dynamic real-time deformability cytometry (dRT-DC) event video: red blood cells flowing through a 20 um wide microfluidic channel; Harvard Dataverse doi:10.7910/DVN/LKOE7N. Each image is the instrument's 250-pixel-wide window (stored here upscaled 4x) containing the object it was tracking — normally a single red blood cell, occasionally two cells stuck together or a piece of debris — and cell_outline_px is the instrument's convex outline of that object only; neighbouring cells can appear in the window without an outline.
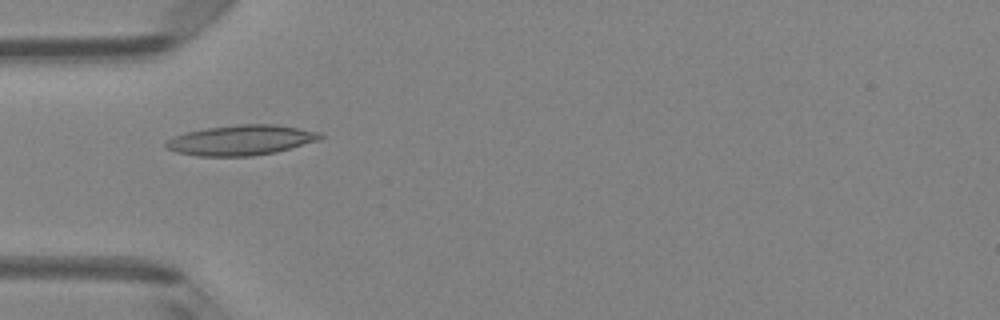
{"species": "Egyptian fruit bat (a non-hibernating species)", "species_latin": "Rousettus aegyptiacus", "temperature_condition": "room temperature", "stored_images_in_passage": 7, "camera_frame_rate_fps": 3000, "um_per_image_px": 0.085, "animal": {"sex": "female"}, "frame": {"image": 1, "passage_image": 5, "time_ms": 4.667, "image_size_px": [1000, 320], "cell_outline_px": [[324, 136], [320, 140], [276, 152], [252, 156], [196, 156], [176, 152], [164, 148], [164, 144], [168, 140], [176, 136], [188, 132], [204, 128], [236, 124], [276, 124], [300, 128], [320, 132]], "centroid_in_image_um": [20.51, 11.91], "position_along_channel_um": 64.5, "area_um2": 27.28}}
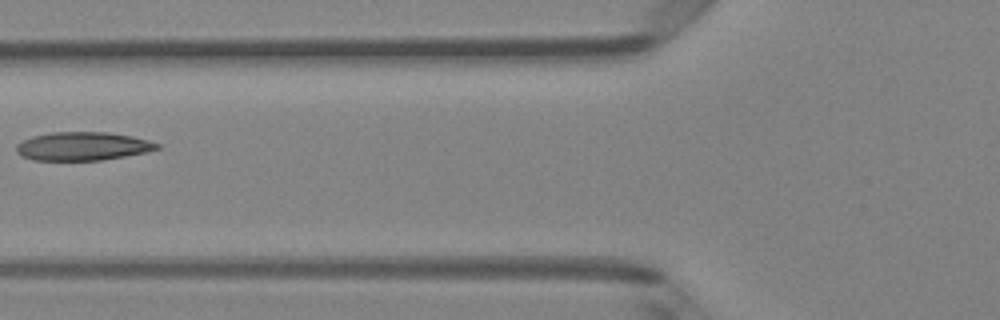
{"frame": {"image": 2, "passage_image": 6, "time_ms": 6.0, "image_size_px": [1000, 320], "cell_outline_px": [[160, 148], [144, 152], [124, 156], [100, 160], [32, 160], [20, 156], [16, 152], [16, 144], [32, 136], [52, 132], [108, 132], [132, 136], [148, 140], [160, 144]], "centroid_in_image_um": [6.99, 12.42], "position_along_channel_um": 118.8, "area_um2": 23.29}}
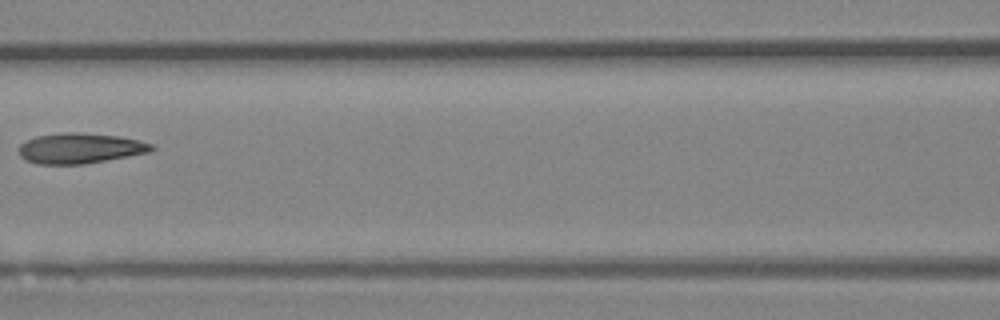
{"frame": {"image": 3, "passage_image": 7, "time_ms": 7.0, "image_size_px": [1000, 320], "cell_outline_px": [[156, 148], [152, 152], [84, 164], [36, 164], [24, 160], [20, 156], [20, 144], [36, 136], [64, 132], [80, 132], [120, 136], [152, 144]], "centroid_in_image_um": [6.82, 12.6], "position_along_channel_um": 159.8, "area_um2": 23.58}}